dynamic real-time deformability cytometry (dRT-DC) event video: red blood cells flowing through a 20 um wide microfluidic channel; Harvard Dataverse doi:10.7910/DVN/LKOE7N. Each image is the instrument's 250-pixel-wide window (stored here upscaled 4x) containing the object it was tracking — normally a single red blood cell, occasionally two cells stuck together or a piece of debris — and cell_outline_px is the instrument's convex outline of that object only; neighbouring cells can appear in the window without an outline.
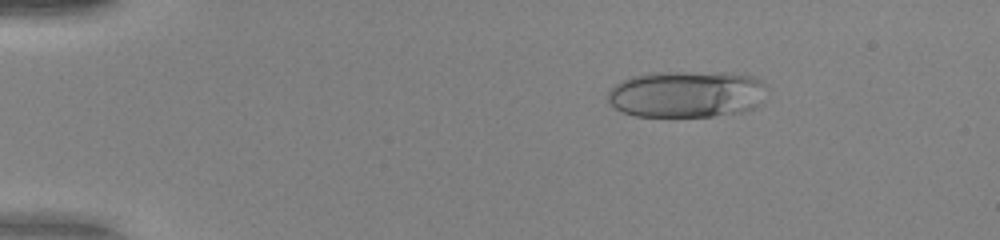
{"species": "human", "species_latin": "Homo sapiens", "temperature_condition": "warm", "stored_images_in_passage": 44, "camera_frame_rate_fps": 3000, "um_per_image_px": 0.085, "donor": {"sex": "female"}, "frame": {"image": 1, "passage_image": 2, "time_ms": 0.333, "image_size_px": [1000, 240], "cell_outline_px": [[764, 84], [760, 104], [752, 108], [740, 112], [712, 116], [636, 116], [624, 112], [616, 108], [608, 100], [608, 92], [616, 84], [632, 76], [652, 72], [724, 72], [756, 76]], "centroid_in_image_um": [58.36, 7.98], "position_along_channel_um": 26.6, "area_um2": 43.18}}
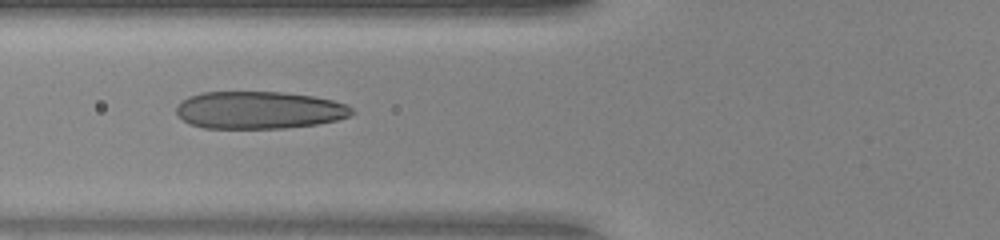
{"frame": {"image": 2, "passage_image": 14, "time_ms": 4.333, "image_size_px": [1000, 240], "cell_outline_px": [[356, 112], [352, 116], [336, 120], [316, 124], [284, 128], [204, 128], [188, 124], [176, 112], [176, 104], [188, 96], [200, 92], [280, 92], [312, 96], [332, 100], [348, 104]], "centroid_in_image_um": [22.02, 9.36], "position_along_channel_um": 103.8, "area_um2": 38.55}}
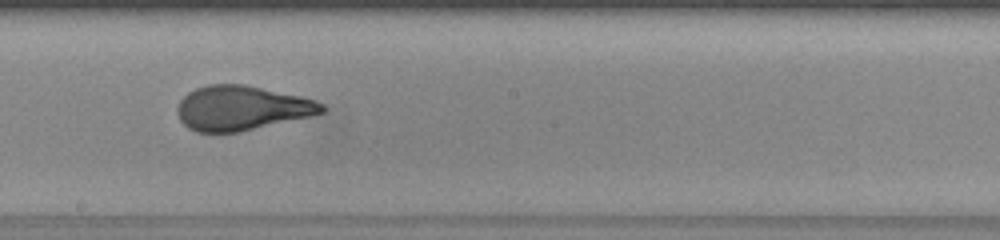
{"frame": {"image": 3, "passage_image": 23, "time_ms": 7.333, "image_size_px": [1000, 240], "cell_outline_px": [[328, 108], [324, 112], [308, 116], [240, 132], [196, 132], [188, 128], [180, 120], [176, 112], [176, 108], [180, 100], [188, 92], [196, 88], [208, 84], [244, 84], [300, 96], [316, 100], [324, 104]], "centroid_in_image_um": [20.52, 9.18], "position_along_channel_um": 227.7, "area_um2": 37.51}, "authors_computed_cell_mechanics": {"area_um2": 37.57, "velocity_mm_per_s": 4.1234, "shape_relaxation_time_tau1_ms": 10.3784, "shape_relaxation_time_tau2_ms": null, "deformation_change_tau1": 0.3778, "deformation_change_tau2": null}}